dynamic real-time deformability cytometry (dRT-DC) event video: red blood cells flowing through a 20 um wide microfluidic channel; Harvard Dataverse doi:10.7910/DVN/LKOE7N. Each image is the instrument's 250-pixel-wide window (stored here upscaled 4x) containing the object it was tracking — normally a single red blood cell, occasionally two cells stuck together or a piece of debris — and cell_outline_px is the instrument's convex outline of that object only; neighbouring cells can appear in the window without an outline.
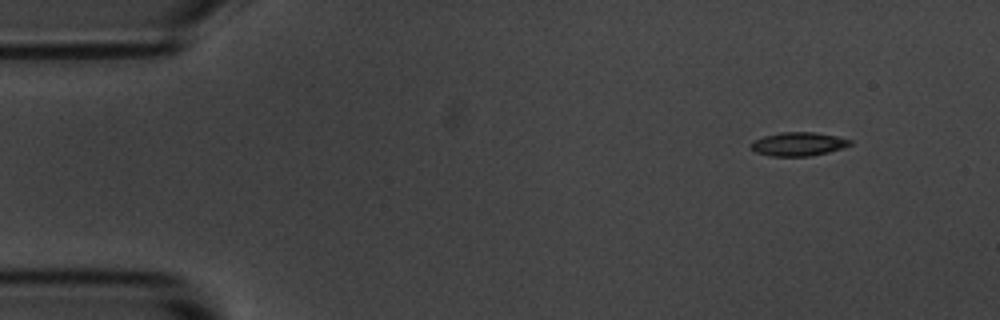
{"species": "common noctule bat (a hibernating species)", "species_latin": "Nyctalus noctula", "temperature_condition": "room temperature", "stored_images_in_passage": 5, "camera_frame_rate_fps": 3000, "um_per_image_px": 0.085, "animal": {"sex": "male", "body_mass_g": 20.1, "forearm_length_mm": 53.5}, "frame": {"image": 1, "passage_image": 1, "time_ms": 0.0, "image_size_px": [1000, 320], "cell_outline_px": [[852, 144], [828, 152], [808, 156], [772, 156], [756, 152], [748, 148], [752, 140], [764, 136], [780, 132], [812, 132], [836, 136], [852, 140]], "centroid_in_image_um": [67.8, 12.24], "position_along_channel_um": 17.2, "area_um2": 13.64}}
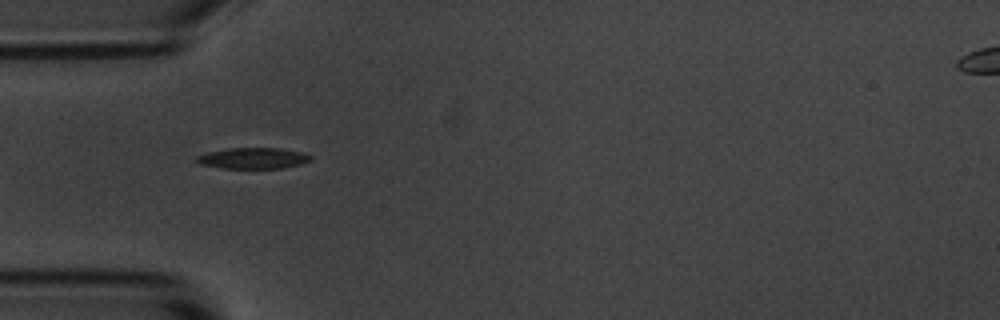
{"frame": {"image": 2, "passage_image": 4, "time_ms": 3.667, "image_size_px": [1000, 320], "cell_outline_px": [[312, 160], [300, 164], [284, 168], [220, 168], [200, 164], [192, 160], [196, 156], [208, 152], [228, 148], [280, 148], [300, 152], [312, 156]], "centroid_in_image_um": [21.47, 13.45], "position_along_channel_um": 63.5, "area_um2": 14.05}}